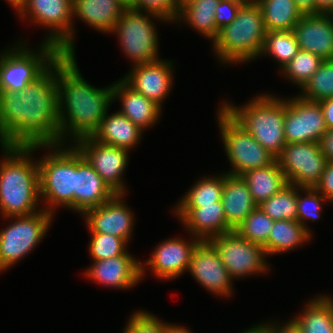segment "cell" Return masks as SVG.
I'll list each match as a JSON object with an SVG mask.
<instances>
[{
    "mask_svg": "<svg viewBox=\"0 0 333 333\" xmlns=\"http://www.w3.org/2000/svg\"><path fill=\"white\" fill-rule=\"evenodd\" d=\"M56 60L22 91H0V145L59 144Z\"/></svg>",
    "mask_w": 333,
    "mask_h": 333,
    "instance_id": "1",
    "label": "cell"
},
{
    "mask_svg": "<svg viewBox=\"0 0 333 333\" xmlns=\"http://www.w3.org/2000/svg\"><path fill=\"white\" fill-rule=\"evenodd\" d=\"M56 82L59 144L93 136L113 103V83L103 88L91 85L80 72L76 54H60L56 59Z\"/></svg>",
    "mask_w": 333,
    "mask_h": 333,
    "instance_id": "2",
    "label": "cell"
},
{
    "mask_svg": "<svg viewBox=\"0 0 333 333\" xmlns=\"http://www.w3.org/2000/svg\"><path fill=\"white\" fill-rule=\"evenodd\" d=\"M0 148L3 153L0 160V215L27 216L42 210L39 206L38 160L32 155L38 149H46V145H0Z\"/></svg>",
    "mask_w": 333,
    "mask_h": 333,
    "instance_id": "3",
    "label": "cell"
},
{
    "mask_svg": "<svg viewBox=\"0 0 333 333\" xmlns=\"http://www.w3.org/2000/svg\"><path fill=\"white\" fill-rule=\"evenodd\" d=\"M263 14L255 0H246L235 20L219 29L212 42L220 65L246 64L259 58L266 36Z\"/></svg>",
    "mask_w": 333,
    "mask_h": 333,
    "instance_id": "4",
    "label": "cell"
},
{
    "mask_svg": "<svg viewBox=\"0 0 333 333\" xmlns=\"http://www.w3.org/2000/svg\"><path fill=\"white\" fill-rule=\"evenodd\" d=\"M221 107L272 155L281 153L286 145L285 97L260 93L242 107L225 100Z\"/></svg>",
    "mask_w": 333,
    "mask_h": 333,
    "instance_id": "5",
    "label": "cell"
},
{
    "mask_svg": "<svg viewBox=\"0 0 333 333\" xmlns=\"http://www.w3.org/2000/svg\"><path fill=\"white\" fill-rule=\"evenodd\" d=\"M46 148L47 154L38 160L41 207L54 215L59 207L74 211L75 146L48 144Z\"/></svg>",
    "mask_w": 333,
    "mask_h": 333,
    "instance_id": "6",
    "label": "cell"
},
{
    "mask_svg": "<svg viewBox=\"0 0 333 333\" xmlns=\"http://www.w3.org/2000/svg\"><path fill=\"white\" fill-rule=\"evenodd\" d=\"M26 42L20 40L0 51V91H22L61 54L54 45L42 42L32 51Z\"/></svg>",
    "mask_w": 333,
    "mask_h": 333,
    "instance_id": "7",
    "label": "cell"
},
{
    "mask_svg": "<svg viewBox=\"0 0 333 333\" xmlns=\"http://www.w3.org/2000/svg\"><path fill=\"white\" fill-rule=\"evenodd\" d=\"M155 20L167 22L157 15L126 8L110 32L118 37L121 51L132 62V66L160 59Z\"/></svg>",
    "mask_w": 333,
    "mask_h": 333,
    "instance_id": "8",
    "label": "cell"
},
{
    "mask_svg": "<svg viewBox=\"0 0 333 333\" xmlns=\"http://www.w3.org/2000/svg\"><path fill=\"white\" fill-rule=\"evenodd\" d=\"M53 216L42 209L32 215L3 217L10 223L0 230L1 273L12 268L39 246L53 222Z\"/></svg>",
    "mask_w": 333,
    "mask_h": 333,
    "instance_id": "9",
    "label": "cell"
},
{
    "mask_svg": "<svg viewBox=\"0 0 333 333\" xmlns=\"http://www.w3.org/2000/svg\"><path fill=\"white\" fill-rule=\"evenodd\" d=\"M223 148L232 170L227 174L242 176L245 172L269 166L276 157L267 151L222 107L216 113Z\"/></svg>",
    "mask_w": 333,
    "mask_h": 333,
    "instance_id": "10",
    "label": "cell"
},
{
    "mask_svg": "<svg viewBox=\"0 0 333 333\" xmlns=\"http://www.w3.org/2000/svg\"><path fill=\"white\" fill-rule=\"evenodd\" d=\"M73 6L65 0H27L26 6L18 14L19 18L30 20L45 30L42 43L54 45L61 54H75V27Z\"/></svg>",
    "mask_w": 333,
    "mask_h": 333,
    "instance_id": "11",
    "label": "cell"
},
{
    "mask_svg": "<svg viewBox=\"0 0 333 333\" xmlns=\"http://www.w3.org/2000/svg\"><path fill=\"white\" fill-rule=\"evenodd\" d=\"M209 242L218 251L232 280L265 275L271 268L264 247L241 237L235 230L215 236Z\"/></svg>",
    "mask_w": 333,
    "mask_h": 333,
    "instance_id": "12",
    "label": "cell"
},
{
    "mask_svg": "<svg viewBox=\"0 0 333 333\" xmlns=\"http://www.w3.org/2000/svg\"><path fill=\"white\" fill-rule=\"evenodd\" d=\"M289 184L312 187L320 181L327 162L319 143L286 144L276 157Z\"/></svg>",
    "mask_w": 333,
    "mask_h": 333,
    "instance_id": "13",
    "label": "cell"
},
{
    "mask_svg": "<svg viewBox=\"0 0 333 333\" xmlns=\"http://www.w3.org/2000/svg\"><path fill=\"white\" fill-rule=\"evenodd\" d=\"M73 145L116 194H127L123 176L129 163L128 150L101 143L92 136Z\"/></svg>",
    "mask_w": 333,
    "mask_h": 333,
    "instance_id": "14",
    "label": "cell"
},
{
    "mask_svg": "<svg viewBox=\"0 0 333 333\" xmlns=\"http://www.w3.org/2000/svg\"><path fill=\"white\" fill-rule=\"evenodd\" d=\"M327 127L319 102H312L299 95L285 98L284 135L286 144L319 143Z\"/></svg>",
    "mask_w": 333,
    "mask_h": 333,
    "instance_id": "15",
    "label": "cell"
},
{
    "mask_svg": "<svg viewBox=\"0 0 333 333\" xmlns=\"http://www.w3.org/2000/svg\"><path fill=\"white\" fill-rule=\"evenodd\" d=\"M186 240L179 237L166 239L155 246L150 258L141 262V280L146 269L160 280H174L188 271L193 250L200 240L192 235ZM146 264V265H145Z\"/></svg>",
    "mask_w": 333,
    "mask_h": 333,
    "instance_id": "16",
    "label": "cell"
},
{
    "mask_svg": "<svg viewBox=\"0 0 333 333\" xmlns=\"http://www.w3.org/2000/svg\"><path fill=\"white\" fill-rule=\"evenodd\" d=\"M214 296H233L234 281L222 263L218 251L209 241H200L192 252L188 273Z\"/></svg>",
    "mask_w": 333,
    "mask_h": 333,
    "instance_id": "17",
    "label": "cell"
},
{
    "mask_svg": "<svg viewBox=\"0 0 333 333\" xmlns=\"http://www.w3.org/2000/svg\"><path fill=\"white\" fill-rule=\"evenodd\" d=\"M126 194H115L103 205L87 210L83 217L90 233L110 234L128 244L135 226V215L126 204Z\"/></svg>",
    "mask_w": 333,
    "mask_h": 333,
    "instance_id": "18",
    "label": "cell"
},
{
    "mask_svg": "<svg viewBox=\"0 0 333 333\" xmlns=\"http://www.w3.org/2000/svg\"><path fill=\"white\" fill-rule=\"evenodd\" d=\"M173 60L159 59L131 67L122 80L135 92L156 102L161 107L173 86Z\"/></svg>",
    "mask_w": 333,
    "mask_h": 333,
    "instance_id": "19",
    "label": "cell"
},
{
    "mask_svg": "<svg viewBox=\"0 0 333 333\" xmlns=\"http://www.w3.org/2000/svg\"><path fill=\"white\" fill-rule=\"evenodd\" d=\"M93 262L84 274L94 283L128 290L141 282V261L132 254Z\"/></svg>",
    "mask_w": 333,
    "mask_h": 333,
    "instance_id": "20",
    "label": "cell"
},
{
    "mask_svg": "<svg viewBox=\"0 0 333 333\" xmlns=\"http://www.w3.org/2000/svg\"><path fill=\"white\" fill-rule=\"evenodd\" d=\"M115 194L75 147L74 212L81 216L87 210L103 205Z\"/></svg>",
    "mask_w": 333,
    "mask_h": 333,
    "instance_id": "21",
    "label": "cell"
},
{
    "mask_svg": "<svg viewBox=\"0 0 333 333\" xmlns=\"http://www.w3.org/2000/svg\"><path fill=\"white\" fill-rule=\"evenodd\" d=\"M173 210L187 233L200 241H209L215 236L234 230L227 223L222 201L201 207H174Z\"/></svg>",
    "mask_w": 333,
    "mask_h": 333,
    "instance_id": "22",
    "label": "cell"
},
{
    "mask_svg": "<svg viewBox=\"0 0 333 333\" xmlns=\"http://www.w3.org/2000/svg\"><path fill=\"white\" fill-rule=\"evenodd\" d=\"M293 32L300 50L315 54L323 60L333 59V14L303 15Z\"/></svg>",
    "mask_w": 333,
    "mask_h": 333,
    "instance_id": "23",
    "label": "cell"
},
{
    "mask_svg": "<svg viewBox=\"0 0 333 333\" xmlns=\"http://www.w3.org/2000/svg\"><path fill=\"white\" fill-rule=\"evenodd\" d=\"M115 100H119L122 106L118 112L125 115L142 131L152 128L162 115L163 107L135 92L122 79L113 84V102Z\"/></svg>",
    "mask_w": 333,
    "mask_h": 333,
    "instance_id": "24",
    "label": "cell"
},
{
    "mask_svg": "<svg viewBox=\"0 0 333 333\" xmlns=\"http://www.w3.org/2000/svg\"><path fill=\"white\" fill-rule=\"evenodd\" d=\"M221 201L227 223L235 230L258 206L241 176L224 172V187Z\"/></svg>",
    "mask_w": 333,
    "mask_h": 333,
    "instance_id": "25",
    "label": "cell"
},
{
    "mask_svg": "<svg viewBox=\"0 0 333 333\" xmlns=\"http://www.w3.org/2000/svg\"><path fill=\"white\" fill-rule=\"evenodd\" d=\"M126 9L118 0H77L73 5L74 18H79L95 30L110 34Z\"/></svg>",
    "mask_w": 333,
    "mask_h": 333,
    "instance_id": "26",
    "label": "cell"
},
{
    "mask_svg": "<svg viewBox=\"0 0 333 333\" xmlns=\"http://www.w3.org/2000/svg\"><path fill=\"white\" fill-rule=\"evenodd\" d=\"M144 131L118 111L105 115L93 138L101 143L131 151L139 144Z\"/></svg>",
    "mask_w": 333,
    "mask_h": 333,
    "instance_id": "27",
    "label": "cell"
},
{
    "mask_svg": "<svg viewBox=\"0 0 333 333\" xmlns=\"http://www.w3.org/2000/svg\"><path fill=\"white\" fill-rule=\"evenodd\" d=\"M310 299L293 319L303 333H333V297L319 294Z\"/></svg>",
    "mask_w": 333,
    "mask_h": 333,
    "instance_id": "28",
    "label": "cell"
},
{
    "mask_svg": "<svg viewBox=\"0 0 333 333\" xmlns=\"http://www.w3.org/2000/svg\"><path fill=\"white\" fill-rule=\"evenodd\" d=\"M241 177L248 184L251 196L257 205L289 184L277 161L269 166L247 171Z\"/></svg>",
    "mask_w": 333,
    "mask_h": 333,
    "instance_id": "29",
    "label": "cell"
},
{
    "mask_svg": "<svg viewBox=\"0 0 333 333\" xmlns=\"http://www.w3.org/2000/svg\"><path fill=\"white\" fill-rule=\"evenodd\" d=\"M220 0H194L179 9L176 23H185L211 42L217 37L215 8Z\"/></svg>",
    "mask_w": 333,
    "mask_h": 333,
    "instance_id": "30",
    "label": "cell"
},
{
    "mask_svg": "<svg viewBox=\"0 0 333 333\" xmlns=\"http://www.w3.org/2000/svg\"><path fill=\"white\" fill-rule=\"evenodd\" d=\"M311 236L298 221L277 220L274 221L264 249L267 256L287 253L309 243Z\"/></svg>",
    "mask_w": 333,
    "mask_h": 333,
    "instance_id": "31",
    "label": "cell"
},
{
    "mask_svg": "<svg viewBox=\"0 0 333 333\" xmlns=\"http://www.w3.org/2000/svg\"><path fill=\"white\" fill-rule=\"evenodd\" d=\"M263 14L267 32L293 30L303 14L294 0H255Z\"/></svg>",
    "mask_w": 333,
    "mask_h": 333,
    "instance_id": "32",
    "label": "cell"
},
{
    "mask_svg": "<svg viewBox=\"0 0 333 333\" xmlns=\"http://www.w3.org/2000/svg\"><path fill=\"white\" fill-rule=\"evenodd\" d=\"M224 172L217 176H204L182 195L174 207H201L221 201Z\"/></svg>",
    "mask_w": 333,
    "mask_h": 333,
    "instance_id": "33",
    "label": "cell"
},
{
    "mask_svg": "<svg viewBox=\"0 0 333 333\" xmlns=\"http://www.w3.org/2000/svg\"><path fill=\"white\" fill-rule=\"evenodd\" d=\"M300 51L299 44L293 30H280L266 32L261 56H272L282 69Z\"/></svg>",
    "mask_w": 333,
    "mask_h": 333,
    "instance_id": "34",
    "label": "cell"
},
{
    "mask_svg": "<svg viewBox=\"0 0 333 333\" xmlns=\"http://www.w3.org/2000/svg\"><path fill=\"white\" fill-rule=\"evenodd\" d=\"M258 206L274 221H297V186L288 184Z\"/></svg>",
    "mask_w": 333,
    "mask_h": 333,
    "instance_id": "35",
    "label": "cell"
},
{
    "mask_svg": "<svg viewBox=\"0 0 333 333\" xmlns=\"http://www.w3.org/2000/svg\"><path fill=\"white\" fill-rule=\"evenodd\" d=\"M324 60L308 51L300 50L290 62L279 70L288 82L296 85L300 90L319 69Z\"/></svg>",
    "mask_w": 333,
    "mask_h": 333,
    "instance_id": "36",
    "label": "cell"
},
{
    "mask_svg": "<svg viewBox=\"0 0 333 333\" xmlns=\"http://www.w3.org/2000/svg\"><path fill=\"white\" fill-rule=\"evenodd\" d=\"M300 91L301 98L312 102L333 97V59L324 60Z\"/></svg>",
    "mask_w": 333,
    "mask_h": 333,
    "instance_id": "37",
    "label": "cell"
},
{
    "mask_svg": "<svg viewBox=\"0 0 333 333\" xmlns=\"http://www.w3.org/2000/svg\"><path fill=\"white\" fill-rule=\"evenodd\" d=\"M304 193V194H302ZM327 199L312 187L297 186V221L312 235L308 221L316 222L321 218L322 205Z\"/></svg>",
    "mask_w": 333,
    "mask_h": 333,
    "instance_id": "38",
    "label": "cell"
},
{
    "mask_svg": "<svg viewBox=\"0 0 333 333\" xmlns=\"http://www.w3.org/2000/svg\"><path fill=\"white\" fill-rule=\"evenodd\" d=\"M273 224L274 220H272L259 206H257L245 218V220L235 228V231L248 241L264 247L267 244Z\"/></svg>",
    "mask_w": 333,
    "mask_h": 333,
    "instance_id": "39",
    "label": "cell"
},
{
    "mask_svg": "<svg viewBox=\"0 0 333 333\" xmlns=\"http://www.w3.org/2000/svg\"><path fill=\"white\" fill-rule=\"evenodd\" d=\"M91 239L88 250L93 261L104 260L111 257H117L122 254H131L127 251V242L119 237L102 234L90 233Z\"/></svg>",
    "mask_w": 333,
    "mask_h": 333,
    "instance_id": "40",
    "label": "cell"
},
{
    "mask_svg": "<svg viewBox=\"0 0 333 333\" xmlns=\"http://www.w3.org/2000/svg\"><path fill=\"white\" fill-rule=\"evenodd\" d=\"M123 333H166V322L145 310L131 314Z\"/></svg>",
    "mask_w": 333,
    "mask_h": 333,
    "instance_id": "41",
    "label": "cell"
},
{
    "mask_svg": "<svg viewBox=\"0 0 333 333\" xmlns=\"http://www.w3.org/2000/svg\"><path fill=\"white\" fill-rule=\"evenodd\" d=\"M132 9L157 15L171 24L179 13L176 0H136Z\"/></svg>",
    "mask_w": 333,
    "mask_h": 333,
    "instance_id": "42",
    "label": "cell"
},
{
    "mask_svg": "<svg viewBox=\"0 0 333 333\" xmlns=\"http://www.w3.org/2000/svg\"><path fill=\"white\" fill-rule=\"evenodd\" d=\"M246 0H220L215 8V23L220 28L231 24L237 15L238 10Z\"/></svg>",
    "mask_w": 333,
    "mask_h": 333,
    "instance_id": "43",
    "label": "cell"
},
{
    "mask_svg": "<svg viewBox=\"0 0 333 333\" xmlns=\"http://www.w3.org/2000/svg\"><path fill=\"white\" fill-rule=\"evenodd\" d=\"M333 204V161H327L320 181L314 187Z\"/></svg>",
    "mask_w": 333,
    "mask_h": 333,
    "instance_id": "44",
    "label": "cell"
},
{
    "mask_svg": "<svg viewBox=\"0 0 333 333\" xmlns=\"http://www.w3.org/2000/svg\"><path fill=\"white\" fill-rule=\"evenodd\" d=\"M275 321L276 322H262L261 324L267 329L269 333H303L302 329L293 318L288 319V321L283 324L277 320Z\"/></svg>",
    "mask_w": 333,
    "mask_h": 333,
    "instance_id": "45",
    "label": "cell"
},
{
    "mask_svg": "<svg viewBox=\"0 0 333 333\" xmlns=\"http://www.w3.org/2000/svg\"><path fill=\"white\" fill-rule=\"evenodd\" d=\"M320 149L327 161H333V129H328L319 141Z\"/></svg>",
    "mask_w": 333,
    "mask_h": 333,
    "instance_id": "46",
    "label": "cell"
},
{
    "mask_svg": "<svg viewBox=\"0 0 333 333\" xmlns=\"http://www.w3.org/2000/svg\"><path fill=\"white\" fill-rule=\"evenodd\" d=\"M327 129H333V97L319 101Z\"/></svg>",
    "mask_w": 333,
    "mask_h": 333,
    "instance_id": "47",
    "label": "cell"
},
{
    "mask_svg": "<svg viewBox=\"0 0 333 333\" xmlns=\"http://www.w3.org/2000/svg\"><path fill=\"white\" fill-rule=\"evenodd\" d=\"M303 15L315 14V0H294Z\"/></svg>",
    "mask_w": 333,
    "mask_h": 333,
    "instance_id": "48",
    "label": "cell"
},
{
    "mask_svg": "<svg viewBox=\"0 0 333 333\" xmlns=\"http://www.w3.org/2000/svg\"><path fill=\"white\" fill-rule=\"evenodd\" d=\"M333 14V0H315V14Z\"/></svg>",
    "mask_w": 333,
    "mask_h": 333,
    "instance_id": "49",
    "label": "cell"
},
{
    "mask_svg": "<svg viewBox=\"0 0 333 333\" xmlns=\"http://www.w3.org/2000/svg\"><path fill=\"white\" fill-rule=\"evenodd\" d=\"M173 324L174 323L169 324V322H166V333H194L188 328H185L184 326H179V324Z\"/></svg>",
    "mask_w": 333,
    "mask_h": 333,
    "instance_id": "50",
    "label": "cell"
},
{
    "mask_svg": "<svg viewBox=\"0 0 333 333\" xmlns=\"http://www.w3.org/2000/svg\"><path fill=\"white\" fill-rule=\"evenodd\" d=\"M6 2L11 5L17 14H19L27 4V0H6Z\"/></svg>",
    "mask_w": 333,
    "mask_h": 333,
    "instance_id": "51",
    "label": "cell"
},
{
    "mask_svg": "<svg viewBox=\"0 0 333 333\" xmlns=\"http://www.w3.org/2000/svg\"><path fill=\"white\" fill-rule=\"evenodd\" d=\"M240 333H269L267 329L260 323V324H253L251 328H248L246 331H242Z\"/></svg>",
    "mask_w": 333,
    "mask_h": 333,
    "instance_id": "52",
    "label": "cell"
},
{
    "mask_svg": "<svg viewBox=\"0 0 333 333\" xmlns=\"http://www.w3.org/2000/svg\"><path fill=\"white\" fill-rule=\"evenodd\" d=\"M126 8H132L136 0H118Z\"/></svg>",
    "mask_w": 333,
    "mask_h": 333,
    "instance_id": "53",
    "label": "cell"
},
{
    "mask_svg": "<svg viewBox=\"0 0 333 333\" xmlns=\"http://www.w3.org/2000/svg\"><path fill=\"white\" fill-rule=\"evenodd\" d=\"M176 1H177V5H178V7L180 9L182 6H184V5L192 2L194 0H176Z\"/></svg>",
    "mask_w": 333,
    "mask_h": 333,
    "instance_id": "54",
    "label": "cell"
},
{
    "mask_svg": "<svg viewBox=\"0 0 333 333\" xmlns=\"http://www.w3.org/2000/svg\"><path fill=\"white\" fill-rule=\"evenodd\" d=\"M68 3H70L72 6L77 2V0H65Z\"/></svg>",
    "mask_w": 333,
    "mask_h": 333,
    "instance_id": "55",
    "label": "cell"
}]
</instances>
